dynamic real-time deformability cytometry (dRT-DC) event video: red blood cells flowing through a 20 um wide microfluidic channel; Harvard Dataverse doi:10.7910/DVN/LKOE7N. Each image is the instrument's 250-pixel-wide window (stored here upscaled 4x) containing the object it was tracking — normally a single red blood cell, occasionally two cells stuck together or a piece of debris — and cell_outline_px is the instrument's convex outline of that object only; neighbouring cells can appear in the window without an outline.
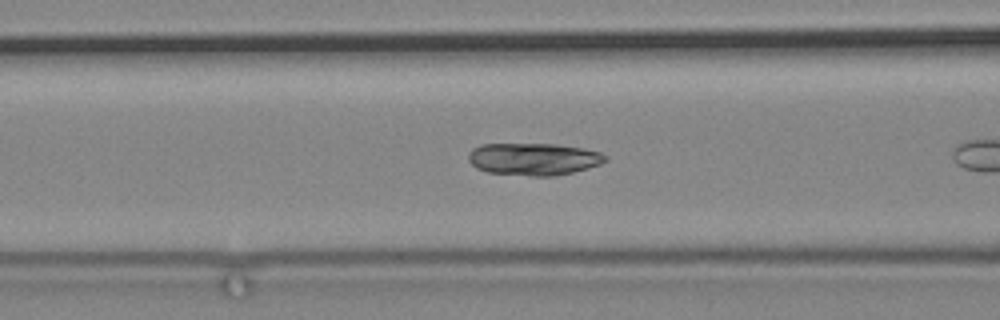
{"species": "common noctule bat (a hibernating species)", "species_latin": "Nyctalus noctula", "temperature_condition": "cold", "stored_images_in_passage": 7, "camera_frame_rate_fps": 3000, "um_per_image_px": 0.085, "animal": {"sex": "male", "body_mass_g": 19.2, "forearm_length_mm": 51.8}, "frame": {"image": 1, "passage_image": 5, "time_ms": 1.333, "image_size_px": [1000, 320], "cell_outline_px": [[608, 160], [600, 164], [588, 168], [556, 176], [532, 176], [488, 172], [476, 168], [468, 160], [468, 152], [472, 148], [480, 144], [556, 144], [584, 148], [600, 152], [608, 156]], "centroid_in_image_um": [45.36, 13.51], "position_along_channel_um": 121.2, "area_um2": 25.95}}